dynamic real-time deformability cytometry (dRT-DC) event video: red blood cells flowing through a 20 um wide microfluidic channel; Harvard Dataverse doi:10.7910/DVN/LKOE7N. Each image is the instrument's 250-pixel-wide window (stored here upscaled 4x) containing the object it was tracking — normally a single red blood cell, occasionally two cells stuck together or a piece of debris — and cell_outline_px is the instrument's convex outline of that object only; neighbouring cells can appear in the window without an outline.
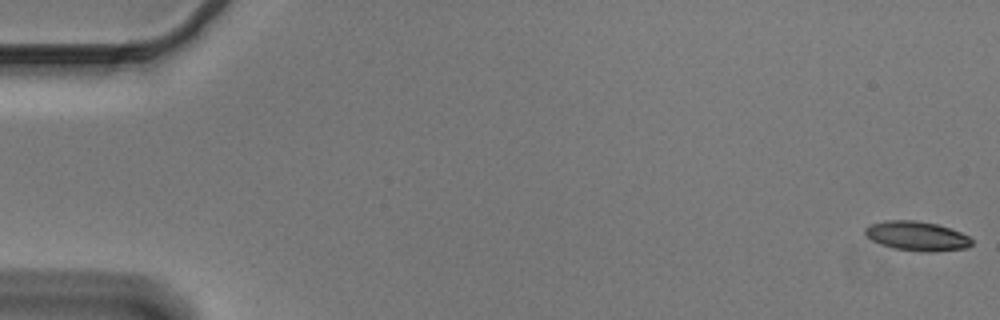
{"species": "Egyptian fruit bat (a non-hibernating species)", "species_latin": "Rousettus aegyptiacus", "temperature_condition": "cold", "stored_images_in_passage": 56, "camera_frame_rate_fps": 3000, "um_per_image_px": 0.085, "animal": {"sex": "male"}, "frame": {"image": 1, "passage_image": 1, "time_ms": 0.0, "image_size_px": [1000, 320], "cell_outline_px": [[972, 244], [968, 248], [932, 252], [928, 252], [896, 248], [880, 244], [872, 240], [864, 232], [864, 228], [868, 224], [884, 220], [916, 220], [936, 224], [960, 232], [968, 236], [972, 240]], "centroid_in_image_um": [77.92, 20.05], "position_along_channel_um": 7.1, "area_um2": 18.21}}
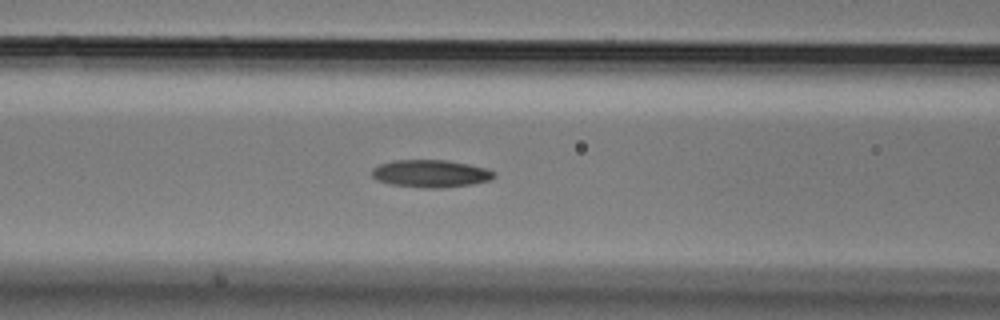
{"frame": {"image": 2, "passage_image": 23, "time_ms": 7.333, "image_size_px": [1000, 320], "cell_outline_px": [[496, 176], [488, 180], [472, 184], [440, 188], [424, 188], [392, 184], [376, 180], [372, 176], [372, 168], [380, 164], [392, 160], [448, 160], [488, 168], [496, 172]], "centroid_in_image_um": [36.62, 14.75], "position_along_channel_um": 130.0, "area_um2": 19.65}}
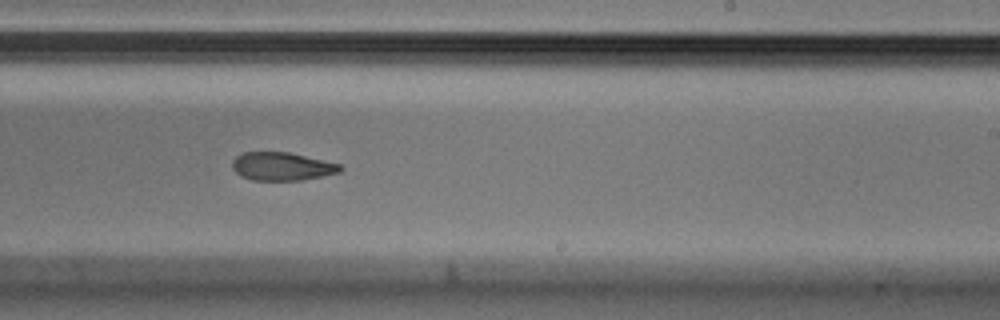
{"frame": {"image": 3, "passage_image": 34, "time_ms": 11.0, "image_size_px": [1000, 320], "cell_outline_px": [[344, 168], [340, 172], [324, 176], [300, 180], [252, 180], [240, 176], [232, 168], [232, 160], [236, 156], [244, 152], [288, 152], [340, 164]], "centroid_in_image_um": [23.96, 14.15], "position_along_channel_um": 265.0, "area_um2": 17.74}, "authors_computed_cell_mechanics": {"area_um2": 18.9584, "velocity_mm_per_s": 3.6835, "shape_relaxation_time_tau1_ms": 10.0489, "shape_relaxation_time_tau2_ms": 4.1944, "deformation_change_tau1": 0.2172, "deformation_change_tau2": 0.1219}}